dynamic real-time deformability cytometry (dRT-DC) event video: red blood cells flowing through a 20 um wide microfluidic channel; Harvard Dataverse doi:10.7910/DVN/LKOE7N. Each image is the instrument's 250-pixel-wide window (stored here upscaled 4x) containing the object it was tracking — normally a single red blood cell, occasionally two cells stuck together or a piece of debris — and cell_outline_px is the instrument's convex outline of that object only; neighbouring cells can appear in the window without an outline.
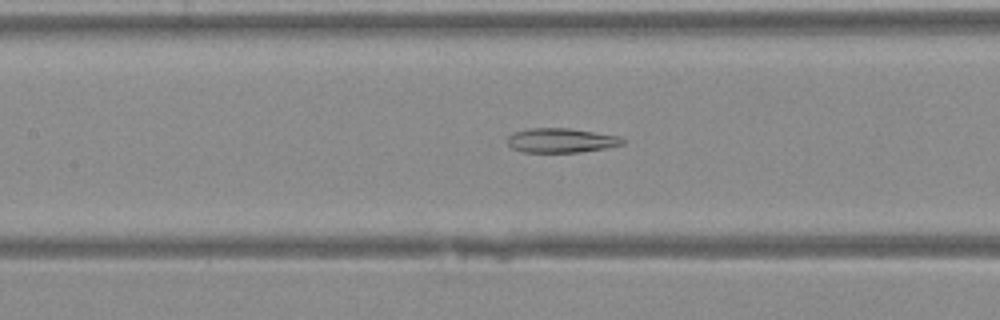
{"species": "Egyptian fruit bat (a non-hibernating species)", "species_latin": "Rousettus aegyptiacus", "temperature_condition": "warm", "stored_images_in_passage": 42, "camera_frame_rate_fps": 3000, "um_per_image_px": 0.085, "animal": {"sex": "female"}, "frame": {"image": 1, "passage_image": 21, "time_ms": 6.667, "image_size_px": [1000, 320], "cell_outline_px": [[624, 144], [604, 148], [580, 152], [524, 152], [512, 148], [508, 144], [508, 136], [516, 132], [528, 128], [568, 128], [620, 136], [624, 140]], "centroid_in_image_um": [47.7, 11.93], "position_along_channel_um": 159.7, "area_um2": 16.24}}
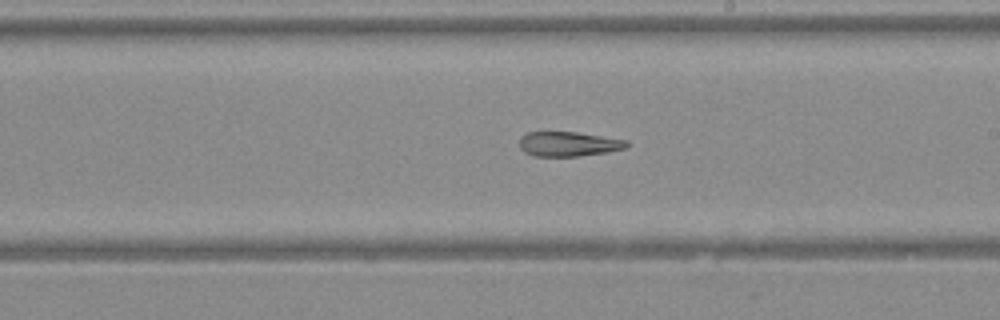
{"frame": {"image": 2, "passage_image": 26, "time_ms": 8.333, "image_size_px": [1000, 320], "cell_outline_px": [[628, 148], [608, 152], [580, 156], [532, 156], [524, 152], [520, 148], [520, 140], [528, 132], [576, 132], [628, 140]], "centroid_in_image_um": [48.36, 12.25], "position_along_channel_um": 240.6, "area_um2": 15.43}}
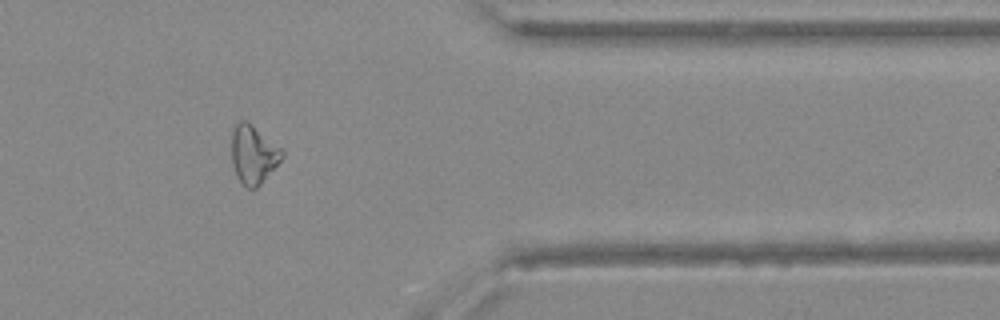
{"frame": {"image": 3, "passage_image": 36, "time_ms": 11.667, "image_size_px": [1000, 320], "cell_outline_px": [[284, 156], [260, 184], [256, 188], [248, 188], [236, 176], [232, 164], [232, 132], [236, 124], [240, 120], [244, 120], [280, 148], [284, 152]], "centroid_in_image_um": [21.51, 13.15], "position_along_channel_um": 389.9, "area_um2": 16.53}}